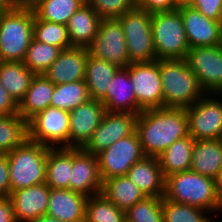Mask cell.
Returning a JSON list of instances; mask_svg holds the SVG:
<instances>
[{
    "label": "cell",
    "instance_id": "obj_1",
    "mask_svg": "<svg viewBox=\"0 0 222 222\" xmlns=\"http://www.w3.org/2000/svg\"><path fill=\"white\" fill-rule=\"evenodd\" d=\"M136 133L146 156L158 157L176 140L189 136L185 108L161 107L143 110Z\"/></svg>",
    "mask_w": 222,
    "mask_h": 222
},
{
    "label": "cell",
    "instance_id": "obj_2",
    "mask_svg": "<svg viewBox=\"0 0 222 222\" xmlns=\"http://www.w3.org/2000/svg\"><path fill=\"white\" fill-rule=\"evenodd\" d=\"M164 198L203 208L208 213L222 212V200L216 192L214 178L191 170L166 177Z\"/></svg>",
    "mask_w": 222,
    "mask_h": 222
},
{
    "label": "cell",
    "instance_id": "obj_3",
    "mask_svg": "<svg viewBox=\"0 0 222 222\" xmlns=\"http://www.w3.org/2000/svg\"><path fill=\"white\" fill-rule=\"evenodd\" d=\"M160 78L164 107L187 108L206 94L185 58L160 59Z\"/></svg>",
    "mask_w": 222,
    "mask_h": 222
},
{
    "label": "cell",
    "instance_id": "obj_4",
    "mask_svg": "<svg viewBox=\"0 0 222 222\" xmlns=\"http://www.w3.org/2000/svg\"><path fill=\"white\" fill-rule=\"evenodd\" d=\"M34 10L18 5L0 12V61L23 62L33 39Z\"/></svg>",
    "mask_w": 222,
    "mask_h": 222
},
{
    "label": "cell",
    "instance_id": "obj_5",
    "mask_svg": "<svg viewBox=\"0 0 222 222\" xmlns=\"http://www.w3.org/2000/svg\"><path fill=\"white\" fill-rule=\"evenodd\" d=\"M7 155L11 192L45 183L48 147L27 139Z\"/></svg>",
    "mask_w": 222,
    "mask_h": 222
},
{
    "label": "cell",
    "instance_id": "obj_6",
    "mask_svg": "<svg viewBox=\"0 0 222 222\" xmlns=\"http://www.w3.org/2000/svg\"><path fill=\"white\" fill-rule=\"evenodd\" d=\"M151 27L157 60L186 57L190 47L178 9L152 13Z\"/></svg>",
    "mask_w": 222,
    "mask_h": 222
},
{
    "label": "cell",
    "instance_id": "obj_7",
    "mask_svg": "<svg viewBox=\"0 0 222 222\" xmlns=\"http://www.w3.org/2000/svg\"><path fill=\"white\" fill-rule=\"evenodd\" d=\"M119 20L125 34L130 62L157 60L151 27L152 13L136 6L120 16Z\"/></svg>",
    "mask_w": 222,
    "mask_h": 222
},
{
    "label": "cell",
    "instance_id": "obj_8",
    "mask_svg": "<svg viewBox=\"0 0 222 222\" xmlns=\"http://www.w3.org/2000/svg\"><path fill=\"white\" fill-rule=\"evenodd\" d=\"M69 121V111L49 106L28 121V139L49 148H69Z\"/></svg>",
    "mask_w": 222,
    "mask_h": 222
},
{
    "label": "cell",
    "instance_id": "obj_9",
    "mask_svg": "<svg viewBox=\"0 0 222 222\" xmlns=\"http://www.w3.org/2000/svg\"><path fill=\"white\" fill-rule=\"evenodd\" d=\"M146 155L136 131L96 154L102 180L126 176L129 169Z\"/></svg>",
    "mask_w": 222,
    "mask_h": 222
},
{
    "label": "cell",
    "instance_id": "obj_10",
    "mask_svg": "<svg viewBox=\"0 0 222 222\" xmlns=\"http://www.w3.org/2000/svg\"><path fill=\"white\" fill-rule=\"evenodd\" d=\"M207 93L190 107L185 108L188 132L194 140L222 139V97Z\"/></svg>",
    "mask_w": 222,
    "mask_h": 222
},
{
    "label": "cell",
    "instance_id": "obj_11",
    "mask_svg": "<svg viewBox=\"0 0 222 222\" xmlns=\"http://www.w3.org/2000/svg\"><path fill=\"white\" fill-rule=\"evenodd\" d=\"M129 78L137 98V115L146 109L164 107L160 59L130 63Z\"/></svg>",
    "mask_w": 222,
    "mask_h": 222
},
{
    "label": "cell",
    "instance_id": "obj_12",
    "mask_svg": "<svg viewBox=\"0 0 222 222\" xmlns=\"http://www.w3.org/2000/svg\"><path fill=\"white\" fill-rule=\"evenodd\" d=\"M89 54L120 68L127 67L129 59L125 34L119 18H103L97 35L88 47Z\"/></svg>",
    "mask_w": 222,
    "mask_h": 222
},
{
    "label": "cell",
    "instance_id": "obj_13",
    "mask_svg": "<svg viewBox=\"0 0 222 222\" xmlns=\"http://www.w3.org/2000/svg\"><path fill=\"white\" fill-rule=\"evenodd\" d=\"M185 60L206 94H222V44L190 48Z\"/></svg>",
    "mask_w": 222,
    "mask_h": 222
},
{
    "label": "cell",
    "instance_id": "obj_14",
    "mask_svg": "<svg viewBox=\"0 0 222 222\" xmlns=\"http://www.w3.org/2000/svg\"><path fill=\"white\" fill-rule=\"evenodd\" d=\"M137 114L128 112H105L98 128L83 149L98 154L119 139L125 138L136 131Z\"/></svg>",
    "mask_w": 222,
    "mask_h": 222
},
{
    "label": "cell",
    "instance_id": "obj_15",
    "mask_svg": "<svg viewBox=\"0 0 222 222\" xmlns=\"http://www.w3.org/2000/svg\"><path fill=\"white\" fill-rule=\"evenodd\" d=\"M103 180L96 155L83 148H73V162L69 190L90 197L101 193Z\"/></svg>",
    "mask_w": 222,
    "mask_h": 222
},
{
    "label": "cell",
    "instance_id": "obj_16",
    "mask_svg": "<svg viewBox=\"0 0 222 222\" xmlns=\"http://www.w3.org/2000/svg\"><path fill=\"white\" fill-rule=\"evenodd\" d=\"M177 9L182 16L190 48L222 44L221 21L205 17L192 6H184Z\"/></svg>",
    "mask_w": 222,
    "mask_h": 222
},
{
    "label": "cell",
    "instance_id": "obj_17",
    "mask_svg": "<svg viewBox=\"0 0 222 222\" xmlns=\"http://www.w3.org/2000/svg\"><path fill=\"white\" fill-rule=\"evenodd\" d=\"M101 100L90 99L70 111L69 148H83L105 114Z\"/></svg>",
    "mask_w": 222,
    "mask_h": 222
},
{
    "label": "cell",
    "instance_id": "obj_18",
    "mask_svg": "<svg viewBox=\"0 0 222 222\" xmlns=\"http://www.w3.org/2000/svg\"><path fill=\"white\" fill-rule=\"evenodd\" d=\"M89 50L72 46L60 52L44 75L55 85L82 81L85 78Z\"/></svg>",
    "mask_w": 222,
    "mask_h": 222
},
{
    "label": "cell",
    "instance_id": "obj_19",
    "mask_svg": "<svg viewBox=\"0 0 222 222\" xmlns=\"http://www.w3.org/2000/svg\"><path fill=\"white\" fill-rule=\"evenodd\" d=\"M49 196L50 187L46 183L12 191L9 197L17 222H28L46 215Z\"/></svg>",
    "mask_w": 222,
    "mask_h": 222
},
{
    "label": "cell",
    "instance_id": "obj_20",
    "mask_svg": "<svg viewBox=\"0 0 222 222\" xmlns=\"http://www.w3.org/2000/svg\"><path fill=\"white\" fill-rule=\"evenodd\" d=\"M88 197L69 189L50 188L46 215L60 222H85Z\"/></svg>",
    "mask_w": 222,
    "mask_h": 222
},
{
    "label": "cell",
    "instance_id": "obj_21",
    "mask_svg": "<svg viewBox=\"0 0 222 222\" xmlns=\"http://www.w3.org/2000/svg\"><path fill=\"white\" fill-rule=\"evenodd\" d=\"M126 176L146 197H164L166 177L158 157L145 156L129 169Z\"/></svg>",
    "mask_w": 222,
    "mask_h": 222
},
{
    "label": "cell",
    "instance_id": "obj_22",
    "mask_svg": "<svg viewBox=\"0 0 222 222\" xmlns=\"http://www.w3.org/2000/svg\"><path fill=\"white\" fill-rule=\"evenodd\" d=\"M102 103L107 112L137 114V98L129 78V65L117 70L108 85L107 97Z\"/></svg>",
    "mask_w": 222,
    "mask_h": 222
},
{
    "label": "cell",
    "instance_id": "obj_23",
    "mask_svg": "<svg viewBox=\"0 0 222 222\" xmlns=\"http://www.w3.org/2000/svg\"><path fill=\"white\" fill-rule=\"evenodd\" d=\"M101 20L92 6L85 2L66 25L71 45L88 48L97 35Z\"/></svg>",
    "mask_w": 222,
    "mask_h": 222
},
{
    "label": "cell",
    "instance_id": "obj_24",
    "mask_svg": "<svg viewBox=\"0 0 222 222\" xmlns=\"http://www.w3.org/2000/svg\"><path fill=\"white\" fill-rule=\"evenodd\" d=\"M55 84L44 74L35 75L24 99L18 105V114L27 122L50 106Z\"/></svg>",
    "mask_w": 222,
    "mask_h": 222
},
{
    "label": "cell",
    "instance_id": "obj_25",
    "mask_svg": "<svg viewBox=\"0 0 222 222\" xmlns=\"http://www.w3.org/2000/svg\"><path fill=\"white\" fill-rule=\"evenodd\" d=\"M222 169V139L195 140L191 171L215 178Z\"/></svg>",
    "mask_w": 222,
    "mask_h": 222
},
{
    "label": "cell",
    "instance_id": "obj_26",
    "mask_svg": "<svg viewBox=\"0 0 222 222\" xmlns=\"http://www.w3.org/2000/svg\"><path fill=\"white\" fill-rule=\"evenodd\" d=\"M73 148H49L46 162L45 183L54 189H69Z\"/></svg>",
    "mask_w": 222,
    "mask_h": 222
},
{
    "label": "cell",
    "instance_id": "obj_27",
    "mask_svg": "<svg viewBox=\"0 0 222 222\" xmlns=\"http://www.w3.org/2000/svg\"><path fill=\"white\" fill-rule=\"evenodd\" d=\"M34 76L24 62L0 61V83L18 105L24 99Z\"/></svg>",
    "mask_w": 222,
    "mask_h": 222
},
{
    "label": "cell",
    "instance_id": "obj_28",
    "mask_svg": "<svg viewBox=\"0 0 222 222\" xmlns=\"http://www.w3.org/2000/svg\"><path fill=\"white\" fill-rule=\"evenodd\" d=\"M120 67L88 55L84 81L91 99L103 101L107 97L108 85Z\"/></svg>",
    "mask_w": 222,
    "mask_h": 222
},
{
    "label": "cell",
    "instance_id": "obj_29",
    "mask_svg": "<svg viewBox=\"0 0 222 222\" xmlns=\"http://www.w3.org/2000/svg\"><path fill=\"white\" fill-rule=\"evenodd\" d=\"M101 193L125 212L146 197L127 176H116L104 180Z\"/></svg>",
    "mask_w": 222,
    "mask_h": 222
},
{
    "label": "cell",
    "instance_id": "obj_30",
    "mask_svg": "<svg viewBox=\"0 0 222 222\" xmlns=\"http://www.w3.org/2000/svg\"><path fill=\"white\" fill-rule=\"evenodd\" d=\"M194 142L190 135L178 139L158 156L165 177L191 169Z\"/></svg>",
    "mask_w": 222,
    "mask_h": 222
},
{
    "label": "cell",
    "instance_id": "obj_31",
    "mask_svg": "<svg viewBox=\"0 0 222 222\" xmlns=\"http://www.w3.org/2000/svg\"><path fill=\"white\" fill-rule=\"evenodd\" d=\"M87 0H40L32 8L40 20L67 25Z\"/></svg>",
    "mask_w": 222,
    "mask_h": 222
},
{
    "label": "cell",
    "instance_id": "obj_32",
    "mask_svg": "<svg viewBox=\"0 0 222 222\" xmlns=\"http://www.w3.org/2000/svg\"><path fill=\"white\" fill-rule=\"evenodd\" d=\"M28 139V122L19 114L0 116V154H7Z\"/></svg>",
    "mask_w": 222,
    "mask_h": 222
},
{
    "label": "cell",
    "instance_id": "obj_33",
    "mask_svg": "<svg viewBox=\"0 0 222 222\" xmlns=\"http://www.w3.org/2000/svg\"><path fill=\"white\" fill-rule=\"evenodd\" d=\"M90 99L88 87L84 80L58 84L54 87L50 106L70 112Z\"/></svg>",
    "mask_w": 222,
    "mask_h": 222
},
{
    "label": "cell",
    "instance_id": "obj_34",
    "mask_svg": "<svg viewBox=\"0 0 222 222\" xmlns=\"http://www.w3.org/2000/svg\"><path fill=\"white\" fill-rule=\"evenodd\" d=\"M85 222H126L125 211L99 193L87 199Z\"/></svg>",
    "mask_w": 222,
    "mask_h": 222
},
{
    "label": "cell",
    "instance_id": "obj_35",
    "mask_svg": "<svg viewBox=\"0 0 222 222\" xmlns=\"http://www.w3.org/2000/svg\"><path fill=\"white\" fill-rule=\"evenodd\" d=\"M61 51L56 46L32 39L23 62L35 75L44 74Z\"/></svg>",
    "mask_w": 222,
    "mask_h": 222
},
{
    "label": "cell",
    "instance_id": "obj_36",
    "mask_svg": "<svg viewBox=\"0 0 222 222\" xmlns=\"http://www.w3.org/2000/svg\"><path fill=\"white\" fill-rule=\"evenodd\" d=\"M207 212L203 208L177 203L162 197L163 222H214L211 217H207Z\"/></svg>",
    "mask_w": 222,
    "mask_h": 222
},
{
    "label": "cell",
    "instance_id": "obj_37",
    "mask_svg": "<svg viewBox=\"0 0 222 222\" xmlns=\"http://www.w3.org/2000/svg\"><path fill=\"white\" fill-rule=\"evenodd\" d=\"M33 39L61 50L72 47L66 25L40 20L36 15H34Z\"/></svg>",
    "mask_w": 222,
    "mask_h": 222
},
{
    "label": "cell",
    "instance_id": "obj_38",
    "mask_svg": "<svg viewBox=\"0 0 222 222\" xmlns=\"http://www.w3.org/2000/svg\"><path fill=\"white\" fill-rule=\"evenodd\" d=\"M126 222H163L162 197H145L125 212Z\"/></svg>",
    "mask_w": 222,
    "mask_h": 222
},
{
    "label": "cell",
    "instance_id": "obj_39",
    "mask_svg": "<svg viewBox=\"0 0 222 222\" xmlns=\"http://www.w3.org/2000/svg\"><path fill=\"white\" fill-rule=\"evenodd\" d=\"M96 13L103 18H119L137 6V0H87Z\"/></svg>",
    "mask_w": 222,
    "mask_h": 222
},
{
    "label": "cell",
    "instance_id": "obj_40",
    "mask_svg": "<svg viewBox=\"0 0 222 222\" xmlns=\"http://www.w3.org/2000/svg\"><path fill=\"white\" fill-rule=\"evenodd\" d=\"M192 7L207 18L222 21V0H195Z\"/></svg>",
    "mask_w": 222,
    "mask_h": 222
},
{
    "label": "cell",
    "instance_id": "obj_41",
    "mask_svg": "<svg viewBox=\"0 0 222 222\" xmlns=\"http://www.w3.org/2000/svg\"><path fill=\"white\" fill-rule=\"evenodd\" d=\"M137 7L148 13L165 12L177 9L174 0H137Z\"/></svg>",
    "mask_w": 222,
    "mask_h": 222
},
{
    "label": "cell",
    "instance_id": "obj_42",
    "mask_svg": "<svg viewBox=\"0 0 222 222\" xmlns=\"http://www.w3.org/2000/svg\"><path fill=\"white\" fill-rule=\"evenodd\" d=\"M11 185L9 177L8 155L0 154V197H9Z\"/></svg>",
    "mask_w": 222,
    "mask_h": 222
},
{
    "label": "cell",
    "instance_id": "obj_43",
    "mask_svg": "<svg viewBox=\"0 0 222 222\" xmlns=\"http://www.w3.org/2000/svg\"><path fill=\"white\" fill-rule=\"evenodd\" d=\"M15 114H18V104L0 83V116H10Z\"/></svg>",
    "mask_w": 222,
    "mask_h": 222
},
{
    "label": "cell",
    "instance_id": "obj_44",
    "mask_svg": "<svg viewBox=\"0 0 222 222\" xmlns=\"http://www.w3.org/2000/svg\"><path fill=\"white\" fill-rule=\"evenodd\" d=\"M0 222H17L10 197H0Z\"/></svg>",
    "mask_w": 222,
    "mask_h": 222
},
{
    "label": "cell",
    "instance_id": "obj_45",
    "mask_svg": "<svg viewBox=\"0 0 222 222\" xmlns=\"http://www.w3.org/2000/svg\"><path fill=\"white\" fill-rule=\"evenodd\" d=\"M18 5L17 0H0V12L13 9Z\"/></svg>",
    "mask_w": 222,
    "mask_h": 222
},
{
    "label": "cell",
    "instance_id": "obj_46",
    "mask_svg": "<svg viewBox=\"0 0 222 222\" xmlns=\"http://www.w3.org/2000/svg\"><path fill=\"white\" fill-rule=\"evenodd\" d=\"M216 192L219 198L222 200V169L219 171L217 176L214 178Z\"/></svg>",
    "mask_w": 222,
    "mask_h": 222
},
{
    "label": "cell",
    "instance_id": "obj_47",
    "mask_svg": "<svg viewBox=\"0 0 222 222\" xmlns=\"http://www.w3.org/2000/svg\"><path fill=\"white\" fill-rule=\"evenodd\" d=\"M28 222H60L58 219L44 215Z\"/></svg>",
    "mask_w": 222,
    "mask_h": 222
},
{
    "label": "cell",
    "instance_id": "obj_48",
    "mask_svg": "<svg viewBox=\"0 0 222 222\" xmlns=\"http://www.w3.org/2000/svg\"><path fill=\"white\" fill-rule=\"evenodd\" d=\"M174 2L177 8H180L184 6H192L195 0H174Z\"/></svg>",
    "mask_w": 222,
    "mask_h": 222
},
{
    "label": "cell",
    "instance_id": "obj_49",
    "mask_svg": "<svg viewBox=\"0 0 222 222\" xmlns=\"http://www.w3.org/2000/svg\"><path fill=\"white\" fill-rule=\"evenodd\" d=\"M19 5L33 7L40 0H17Z\"/></svg>",
    "mask_w": 222,
    "mask_h": 222
}]
</instances>
